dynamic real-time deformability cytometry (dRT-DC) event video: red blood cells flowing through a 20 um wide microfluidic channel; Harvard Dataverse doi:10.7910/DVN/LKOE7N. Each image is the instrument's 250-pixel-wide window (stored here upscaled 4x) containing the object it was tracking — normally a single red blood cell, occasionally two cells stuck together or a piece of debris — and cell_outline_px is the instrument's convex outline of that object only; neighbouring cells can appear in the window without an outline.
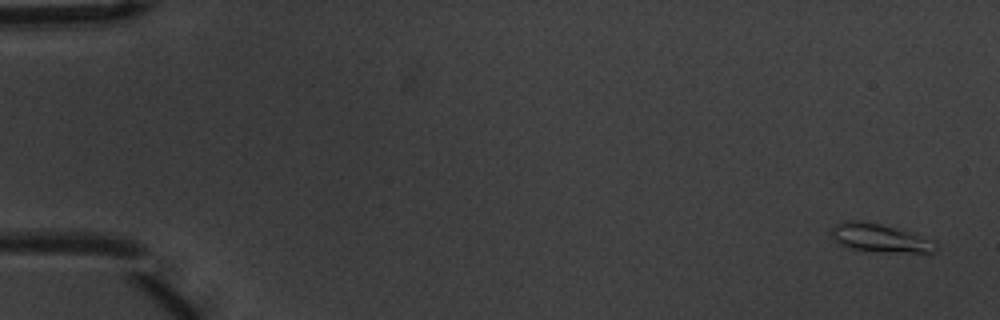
{"species": "common noctule bat (a hibernating species)", "species_latin": "Nyctalus noctula", "temperature_condition": "warm", "stored_images_in_passage": 5, "camera_frame_rate_fps": 3000, "um_per_image_px": 0.085, "animal": {"sex": "male", "body_mass_g": 20.1, "forearm_length_mm": 53.5}, "frame": {"image": 1, "passage_image": 1, "time_ms": 0.0, "image_size_px": [1000, 320], "cell_outline_px": [[936, 248], [932, 252], [888, 252], [848, 248], [840, 244], [832, 236], [832, 228], [836, 224], [848, 220], [864, 220], [896, 228], [936, 240]], "centroid_in_image_um": [74.8, 20.22], "position_along_channel_um": 10.2, "area_um2": 17.05}}